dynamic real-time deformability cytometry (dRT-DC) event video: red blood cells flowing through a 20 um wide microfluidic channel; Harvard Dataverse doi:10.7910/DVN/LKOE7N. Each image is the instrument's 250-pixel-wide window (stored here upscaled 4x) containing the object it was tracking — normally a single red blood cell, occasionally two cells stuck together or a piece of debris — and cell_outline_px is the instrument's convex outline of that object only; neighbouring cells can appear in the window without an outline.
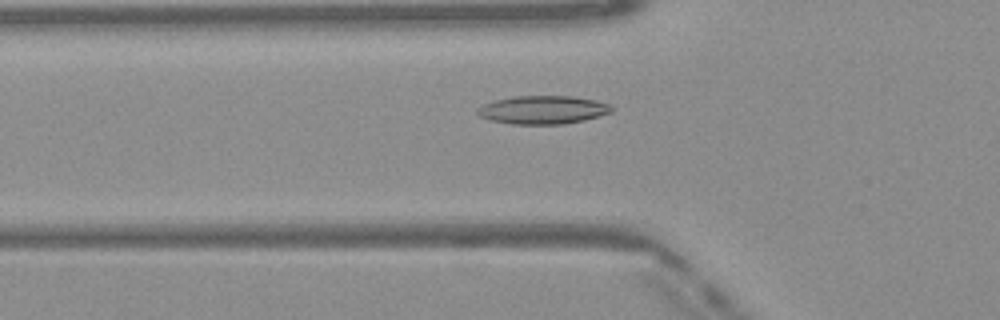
{"species": "Egyptian fruit bat (a non-hibernating species)", "species_latin": "Rousettus aegyptiacus", "temperature_condition": "warm", "stored_images_in_passage": 35, "camera_frame_rate_fps": 3000, "um_per_image_px": 0.085, "frame": {"image": 1, "passage_image": 2, "time_ms": 0.333, "image_size_px": [1000, 320], "cell_outline_px": [[616, 108], [612, 112], [600, 116], [584, 120], [564, 124], [508, 124], [488, 120], [480, 116], [476, 112], [476, 108], [484, 104], [496, 100], [516, 96], [572, 96], [596, 100], [608, 104]], "centroid_in_image_um": [46.15, 9.34], "position_along_channel_um": 79.6, "area_um2": 22.31}}
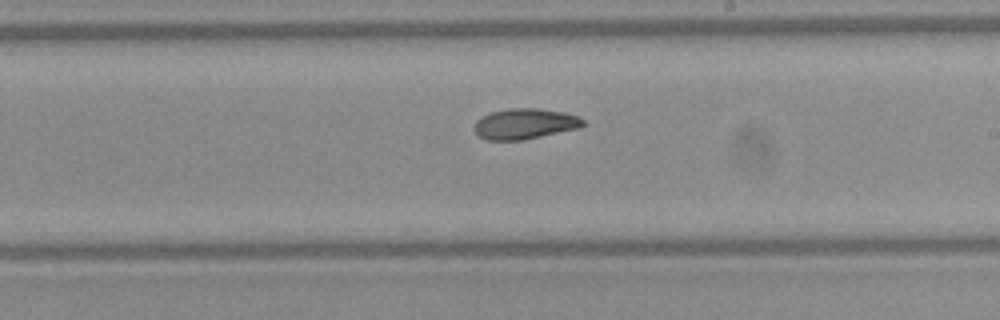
{"frame": {"image": 2, "passage_image": 14, "time_ms": 4.333, "image_size_px": [1000, 320], "cell_outline_px": [[584, 124], [580, 128], [520, 140], [488, 140], [480, 136], [472, 128], [476, 120], [480, 116], [492, 112], [508, 108], [540, 108], [564, 112], [576, 116], [584, 120]], "centroid_in_image_um": [44.58, 10.51], "position_along_channel_um": 244.4, "area_um2": 19.36}}
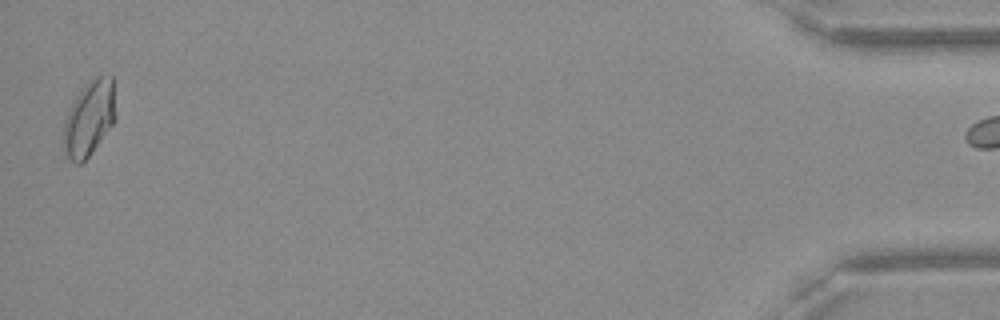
{"frame": {"image": 3, "passage_image": 34, "time_ms": 11.0, "image_size_px": [1000, 320], "cell_outline_px": [[116, 120], [88, 156], [80, 164], [76, 164], [64, 156], [64, 120], [76, 96], [96, 76], [112, 76], [116, 116]], "centroid_in_image_um": [7.58, 10.09], "position_along_channel_um": 427.6, "area_um2": 22.43}}